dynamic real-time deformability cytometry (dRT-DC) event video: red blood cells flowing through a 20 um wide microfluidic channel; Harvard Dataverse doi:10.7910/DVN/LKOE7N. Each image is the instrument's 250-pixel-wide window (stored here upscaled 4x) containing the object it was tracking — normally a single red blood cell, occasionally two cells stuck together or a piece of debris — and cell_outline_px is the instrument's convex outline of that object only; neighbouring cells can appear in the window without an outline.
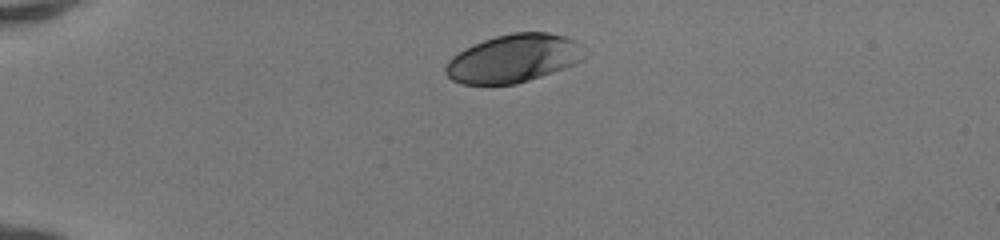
{"species": "human", "species_latin": "Homo sapiens", "temperature_condition": "room temperature", "stored_images_in_passage": 38, "camera_frame_rate_fps": 3000, "um_per_image_px": 0.085, "donor": {"sex": "female"}, "frame": {"image": 1, "passage_image": 1, "time_ms": 0.0, "image_size_px": [1000, 240], "cell_outline_px": [[588, 48], [580, 60], [572, 64], [540, 76], [516, 84], [460, 84], [452, 80], [444, 72], [444, 68], [448, 60], [452, 56], [464, 48], [484, 40], [496, 36], [512, 32], [548, 32], [564, 36], [576, 40], [584, 44]], "centroid_in_image_um": [43.64, 4.95], "position_along_channel_um": 41.4, "area_um2": 38.96}}
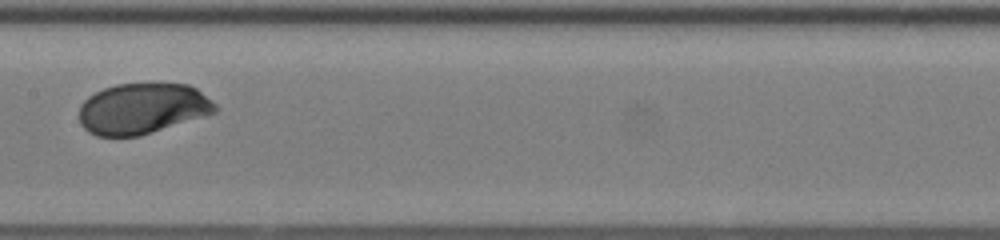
{"frame": {"image": 2, "passage_image": 16, "time_ms": 5.0, "image_size_px": [1000, 240], "cell_outline_px": [[220, 108], [216, 112], [140, 136], [96, 136], [88, 132], [80, 124], [80, 104], [88, 96], [104, 88], [116, 84], [188, 84], [196, 88], [212, 100]], "centroid_in_image_um": [12.1, 9.23], "position_along_channel_um": 195.3, "area_um2": 40.23}}
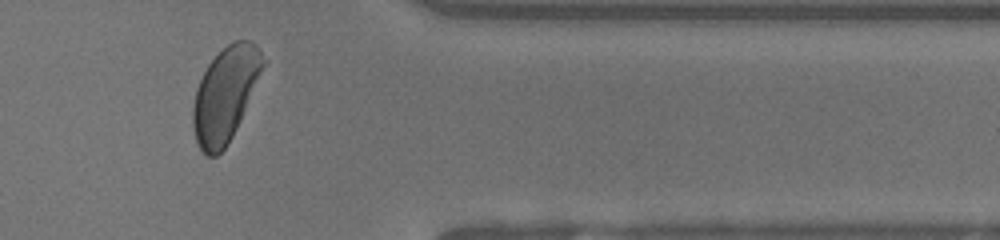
{"frame": {"image": 3, "passage_image": 31, "time_ms": 10.0, "image_size_px": [1000, 240], "cell_outline_px": [[268, 60], [240, 120], [232, 136], [224, 148], [216, 156], [208, 156], [200, 148], [196, 140], [192, 124], [192, 108], [196, 88], [208, 64], [228, 44], [236, 40], [252, 40], [256, 44]], "centroid_in_image_um": [19.17, 7.99], "position_along_channel_um": 392.2, "area_um2": 38.38}, "authors_computed_cell_mechanics": {"area_um2": 40.1999, "velocity_mm_per_s": 4.1372, "shape_relaxation_time_tau1_ms": 1.7269, "shape_relaxation_time_tau2_ms": null, "deformation_change_tau1": 0.1358, "deformation_change_tau2": null}}